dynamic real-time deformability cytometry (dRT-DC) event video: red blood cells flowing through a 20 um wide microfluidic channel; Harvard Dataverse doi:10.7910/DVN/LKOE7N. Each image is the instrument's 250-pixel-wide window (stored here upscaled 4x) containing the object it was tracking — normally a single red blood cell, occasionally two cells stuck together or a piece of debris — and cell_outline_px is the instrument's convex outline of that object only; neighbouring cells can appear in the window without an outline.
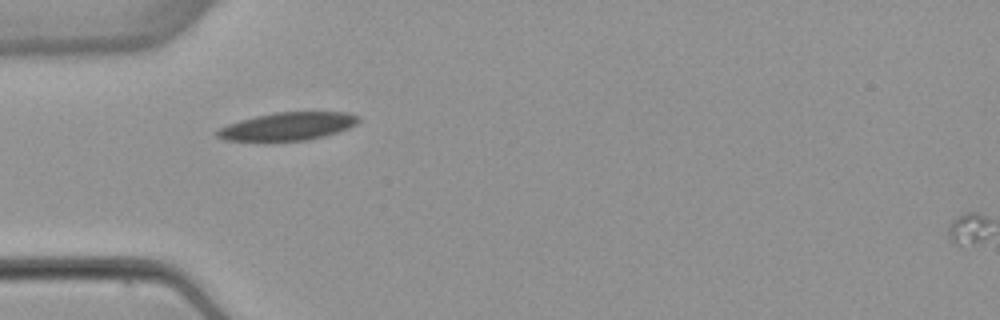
{"species": "common noctule bat (a hibernating species)", "species_latin": "Nyctalus noctula", "temperature_condition": "warm", "stored_images_in_passage": 6, "camera_frame_rate_fps": 3000, "um_per_image_px": 0.085, "animal": {"sex": "female", "body_mass_g": 22.7, "forearm_length_mm": 54.2}, "frame": {"image": 1, "passage_image": 4, "time_ms": 4.333, "image_size_px": [1000, 320], "cell_outline_px": [[360, 120], [356, 124], [348, 128], [324, 136], [308, 140], [224, 140], [216, 136], [216, 132], [220, 128], [228, 124], [240, 120], [256, 116], [276, 112], [348, 112], [360, 116]], "centroid_in_image_um": [24.49, 10.72], "position_along_channel_um": 60.5, "area_um2": 22.72}}
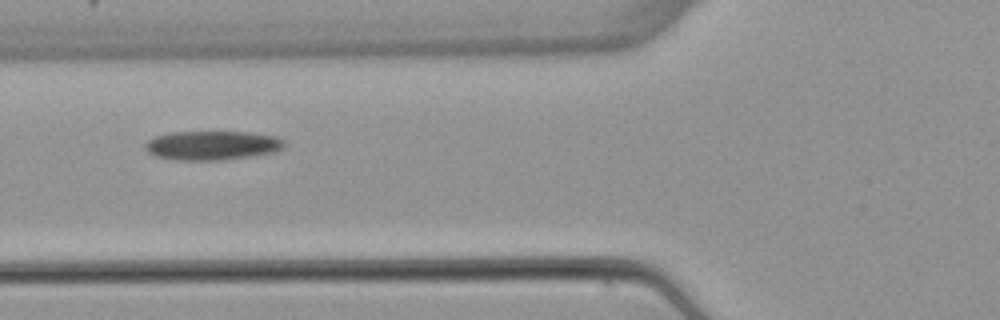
{"frame": {"image": 2, "passage_image": 5, "time_ms": 5.667, "image_size_px": [1000, 320], "cell_outline_px": [[288, 144], [284, 148], [276, 152], [224, 160], [176, 160], [156, 156], [148, 152], [144, 148], [144, 144], [148, 140], [156, 136], [172, 132], [248, 132], [276, 136], [284, 140]], "centroid_in_image_um": [18.08, 12.36], "position_along_channel_um": 107.7, "area_um2": 23.81}}